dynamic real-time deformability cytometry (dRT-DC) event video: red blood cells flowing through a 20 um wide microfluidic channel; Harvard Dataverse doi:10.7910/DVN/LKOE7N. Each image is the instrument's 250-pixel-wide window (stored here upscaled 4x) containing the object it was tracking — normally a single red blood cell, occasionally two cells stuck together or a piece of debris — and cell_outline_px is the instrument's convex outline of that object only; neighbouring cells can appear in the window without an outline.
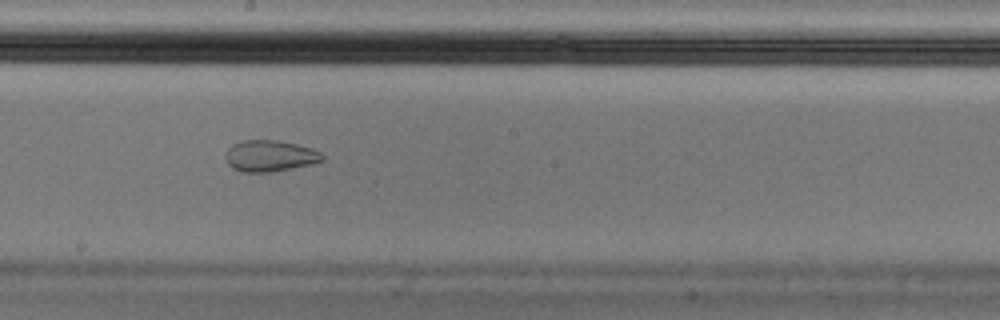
{"species": "Egyptian fruit bat (a non-hibernating species)", "species_latin": "Rousettus aegyptiacus", "temperature_condition": "cold", "stored_images_in_passage": 15, "camera_frame_rate_fps": 3000, "um_per_image_px": 0.085, "animal": {"sex": "male"}, "frame": {"image": 1, "passage_image": 9, "time_ms": 2.667, "image_size_px": [1000, 320], "cell_outline_px": [[324, 160], [312, 164], [272, 172], [244, 172], [232, 168], [224, 160], [224, 156], [228, 148], [232, 144], [240, 140], [280, 140], [312, 148], [320, 152], [324, 156]], "centroid_in_image_um": [22.91, 13.24], "position_along_channel_um": 225.3, "area_um2": 17.92}}
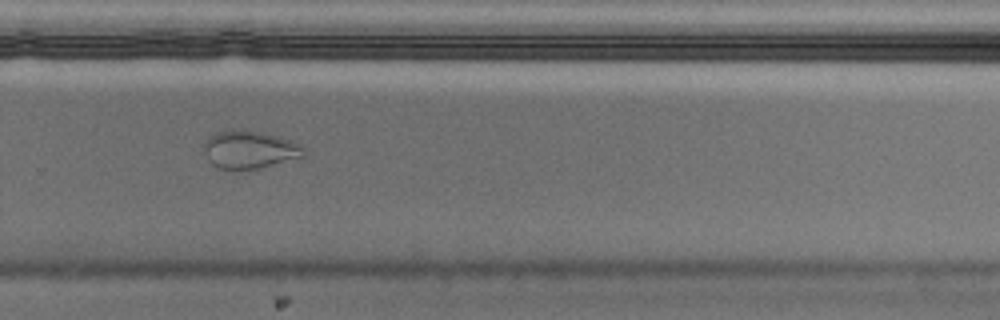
{"frame": {"image": 2, "passage_image": 11, "time_ms": 3.333, "image_size_px": [1000, 320], "cell_outline_px": [[304, 156], [260, 168], [240, 172], [216, 168], [208, 160], [204, 148], [204, 140], [208, 136], [216, 132], [260, 132], [280, 136], [292, 140], [300, 144], [304, 148]], "centroid_in_image_um": [21.2, 12.78], "position_along_channel_um": 308.6, "area_um2": 22.02}}